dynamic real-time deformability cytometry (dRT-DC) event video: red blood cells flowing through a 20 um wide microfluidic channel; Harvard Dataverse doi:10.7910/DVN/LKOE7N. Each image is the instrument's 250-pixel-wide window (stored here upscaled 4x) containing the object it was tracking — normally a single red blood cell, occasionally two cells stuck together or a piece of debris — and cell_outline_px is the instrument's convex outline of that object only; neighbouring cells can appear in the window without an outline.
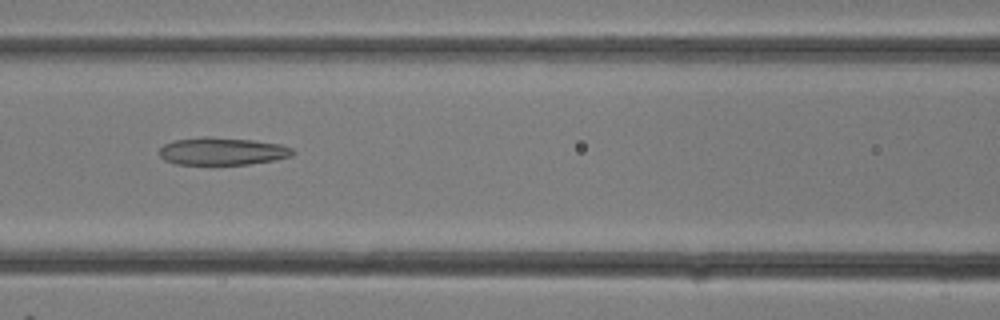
{"species": "common noctule bat (a hibernating species)", "species_latin": "Nyctalus noctula", "temperature_condition": "room temperature", "stored_images_in_passage": 20, "camera_frame_rate_fps": 3000, "um_per_image_px": 0.085, "animal": {"sex": "female"}, "frame": {"image": 1, "passage_image": 4, "time_ms": 1.0, "image_size_px": [1000, 320], "cell_outline_px": [[296, 152], [292, 156], [272, 160], [248, 164], [176, 164], [164, 160], [160, 156], [160, 148], [164, 144], [172, 140], [204, 136], [208, 136], [252, 140], [280, 144], [292, 148]], "centroid_in_image_um": [18.87, 12.84], "position_along_channel_um": 147.7, "area_um2": 21.44}}
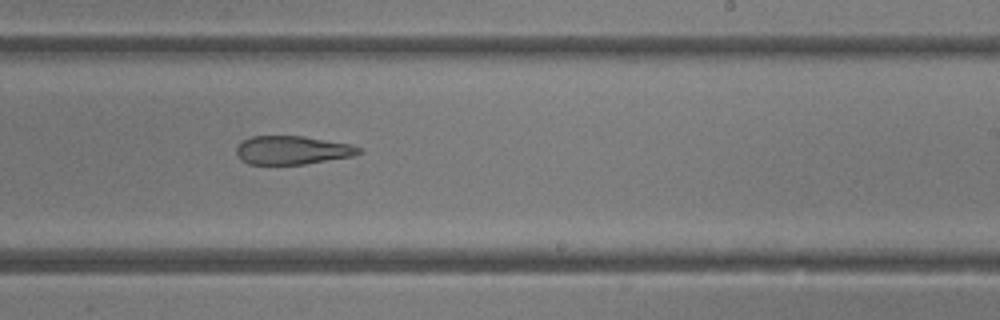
{"frame": {"image": 2, "passage_image": 9, "time_ms": 2.667, "image_size_px": [1000, 320], "cell_outline_px": [[364, 152], [352, 156], [304, 164], [248, 164], [236, 152], [236, 148], [244, 140], [252, 136], [304, 136], [352, 144], [360, 148]], "centroid_in_image_um": [24.9, 12.75], "position_along_channel_um": 264.1, "area_um2": 20.17}}
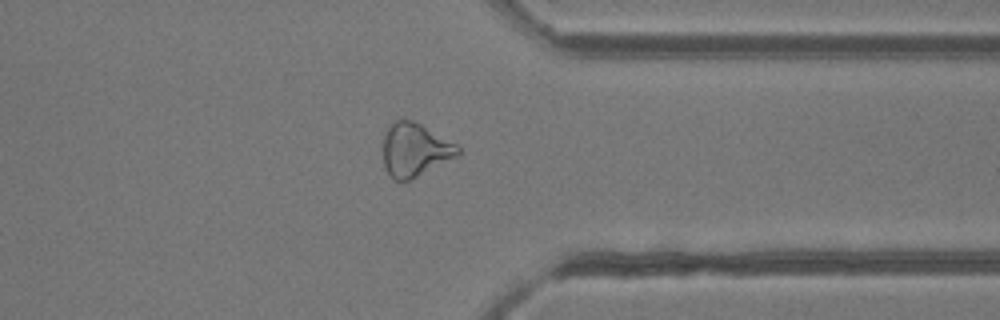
{"frame": {"image": 3, "passage_image": 14, "time_ms": 4.333, "image_size_px": [1000, 320], "cell_outline_px": [[460, 156], [412, 180], [392, 180], [384, 168], [384, 136], [388, 124], [396, 120], [412, 120], [420, 124], [456, 144], [460, 148]], "centroid_in_image_um": [35.27, 12.77], "position_along_channel_um": 376.1, "area_um2": 23.52}}